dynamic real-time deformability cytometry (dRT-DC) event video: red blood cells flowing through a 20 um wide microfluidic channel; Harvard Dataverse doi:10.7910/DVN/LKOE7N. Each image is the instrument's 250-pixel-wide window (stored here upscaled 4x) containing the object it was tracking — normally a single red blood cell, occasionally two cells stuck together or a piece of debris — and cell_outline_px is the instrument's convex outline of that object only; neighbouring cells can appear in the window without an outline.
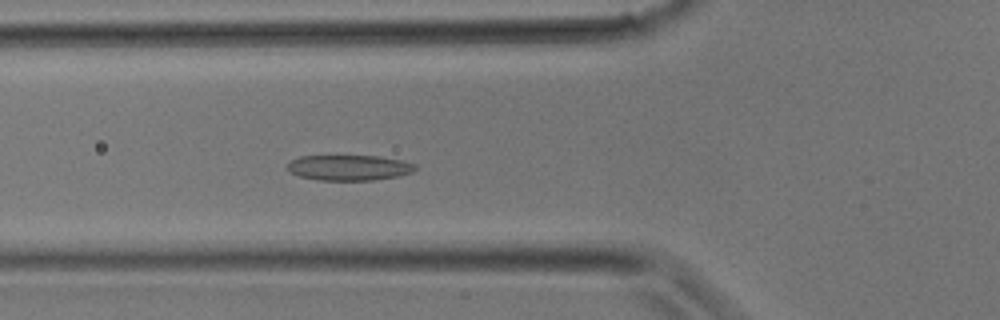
{"species": "common noctule bat (a hibernating species)", "species_latin": "Nyctalus noctula", "temperature_condition": "room temperature", "stored_images_in_passage": 24, "camera_frame_rate_fps": 3000, "um_per_image_px": 0.085, "animal": {"sex": "male", "body_mass_g": 17.9}, "frame": {"image": 1, "passage_image": 7, "time_ms": 2.0, "image_size_px": [1000, 320], "cell_outline_px": [[416, 168], [412, 172], [396, 176], [372, 180], [316, 180], [300, 176], [288, 172], [288, 164], [292, 160], [300, 156], [380, 156], [404, 160], [416, 164]], "centroid_in_image_um": [29.68, 14.24], "position_along_channel_um": 96.1, "area_um2": 18.96}}
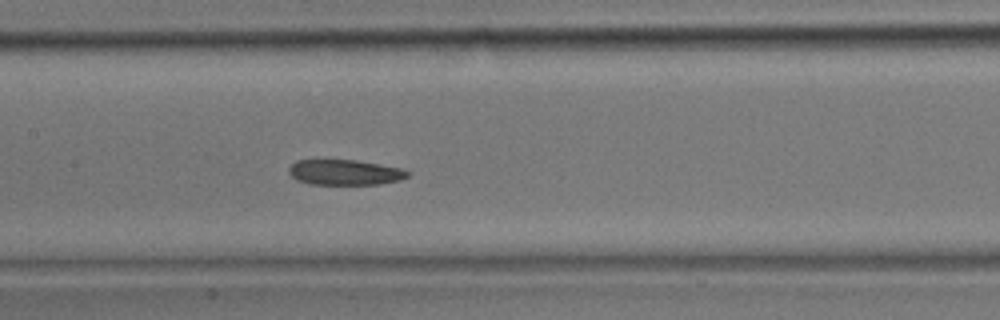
{"frame": {"image": 2, "passage_image": 11, "time_ms": 3.333, "image_size_px": [1000, 320], "cell_outline_px": [[412, 172], [408, 176], [400, 180], [380, 184], [308, 184], [296, 180], [288, 172], [288, 168], [296, 160], [356, 160], [404, 168]], "centroid_in_image_um": [29.34, 14.65], "position_along_channel_um": 178.1, "area_um2": 17.74}}
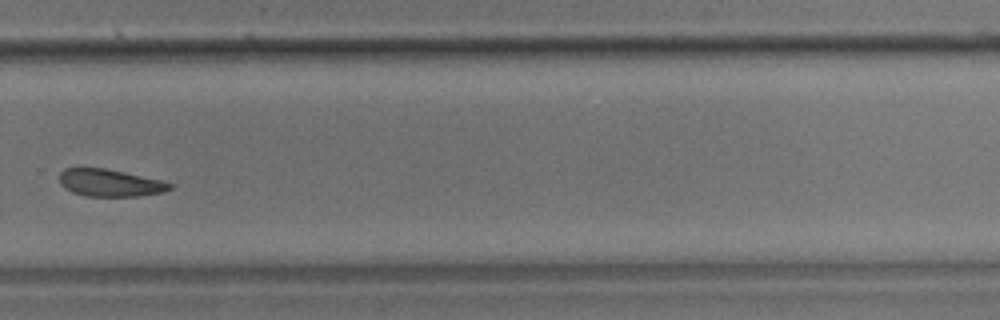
{"frame": {"image": 3, "passage_image": 18, "time_ms": 5.667, "image_size_px": [1000, 320], "cell_outline_px": [[172, 188], [164, 192], [136, 196], [84, 196], [72, 192], [64, 188], [60, 184], [60, 172], [64, 168], [76, 164], [80, 164], [104, 168], [124, 172], [160, 180], [172, 184]], "centroid_in_image_um": [9.23, 15.5], "position_along_channel_um": 320.6, "area_um2": 18.09}}